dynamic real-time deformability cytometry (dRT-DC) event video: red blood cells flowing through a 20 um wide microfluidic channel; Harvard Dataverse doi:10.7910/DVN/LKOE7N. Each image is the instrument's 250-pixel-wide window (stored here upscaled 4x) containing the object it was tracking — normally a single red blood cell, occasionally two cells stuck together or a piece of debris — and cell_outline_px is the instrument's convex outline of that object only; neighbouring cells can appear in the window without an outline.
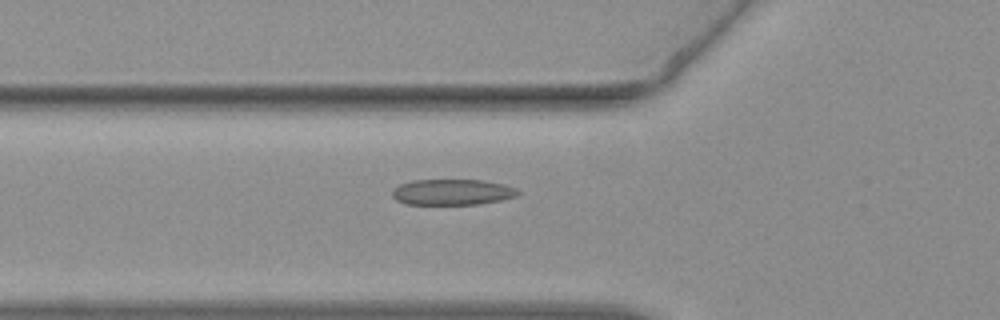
{"species": "common noctule bat (a hibernating species)", "species_latin": "Nyctalus noctula", "temperature_condition": "warm", "stored_images_in_passage": 50, "camera_frame_rate_fps": 3000, "um_per_image_px": 0.085, "animal": {"sex": "female", "body_mass_g": 19.3, "forearm_length_mm": 54.1}, "frame": {"image": 1, "passage_image": 15, "time_ms": 4.667, "image_size_px": [1000, 320], "cell_outline_px": [[520, 192], [516, 196], [500, 200], [480, 204], [404, 204], [396, 200], [392, 196], [392, 188], [400, 184], [412, 180], [484, 180], [504, 184], [516, 188]], "centroid_in_image_um": [38.42, 16.32], "position_along_channel_um": 87.4, "area_um2": 19.02}}
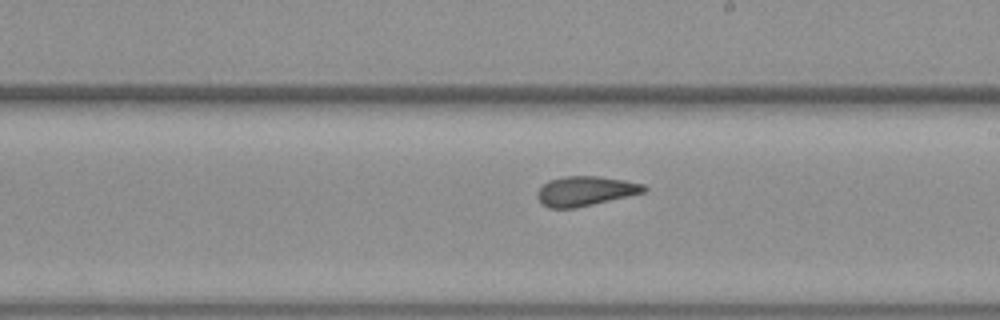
{"frame": {"image": 2, "passage_image": 27, "time_ms": 8.667, "image_size_px": [1000, 320], "cell_outline_px": [[648, 188], [644, 192], [576, 208], [548, 208], [540, 204], [536, 196], [536, 192], [548, 180], [564, 176], [600, 176], [624, 180], [644, 184]], "centroid_in_image_um": [49.71, 16.24], "position_along_channel_um": 239.3, "area_um2": 18.5}}
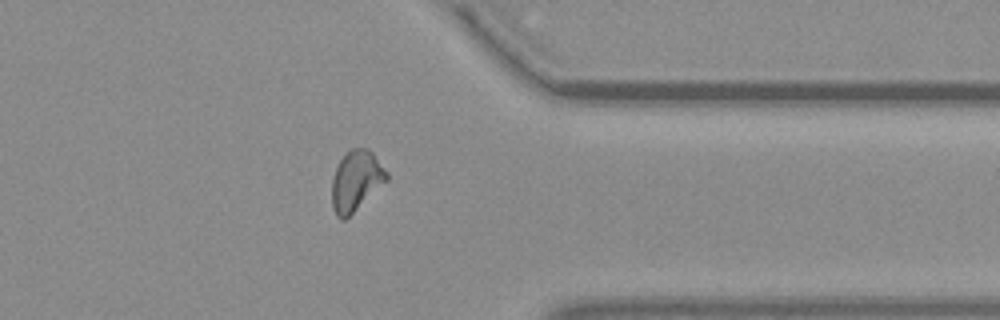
{"frame": {"image": 3, "passage_image": 39, "time_ms": 12.667, "image_size_px": [1000, 320], "cell_outline_px": [[388, 180], [344, 220], [340, 220], [336, 216], [332, 208], [332, 180], [336, 168], [340, 160], [352, 148], [368, 148], [372, 152], [388, 172]], "centroid_in_image_um": [30.26, 15.37], "position_along_channel_um": 381.1, "area_um2": 19.07}, "authors_computed_cell_mechanics": {"area_um2": 18.9295, "velocity_mm_per_s": 3.7762, "shape_relaxation_time_tau1_ms": 5.8937, "shape_relaxation_time_tau2_ms": 1.555, "deformation_change_tau1": 0.1835, "deformation_change_tau2": 0.0979}}